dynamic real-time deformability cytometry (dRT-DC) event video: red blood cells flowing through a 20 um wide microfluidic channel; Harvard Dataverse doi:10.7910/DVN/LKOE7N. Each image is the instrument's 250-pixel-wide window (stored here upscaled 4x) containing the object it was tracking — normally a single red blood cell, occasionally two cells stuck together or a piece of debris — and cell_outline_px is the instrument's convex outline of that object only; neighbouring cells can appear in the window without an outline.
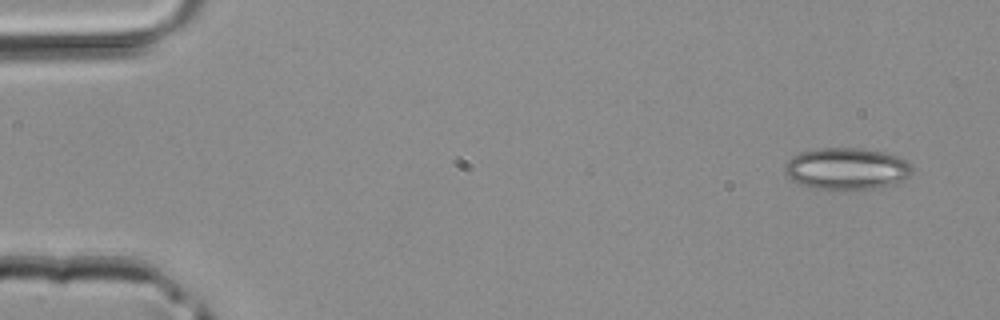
{"species": "common noctule bat (a hibernating species)", "species_latin": "Nyctalus noctula", "temperature_condition": "room temperature", "stored_images_in_passage": 3, "camera_frame_rate_fps": 3000, "um_per_image_px": 0.085, "animal": {"sex": "male", "body_mass_g": 20.4}, "frame": {"image": 1, "passage_image": 1, "time_ms": 0.0, "image_size_px": [1000, 320], "cell_outline_px": [[912, 176], [904, 180], [892, 184], [872, 188], [844, 192], [840, 192], [816, 188], [800, 184], [792, 180], [784, 172], [784, 164], [792, 156], [800, 152], [816, 148], [860, 148], [884, 152], [896, 156], [904, 160], [912, 168]], "centroid_in_image_um": [71.93, 14.36], "position_along_channel_um": 13.1, "area_um2": 31.56}}
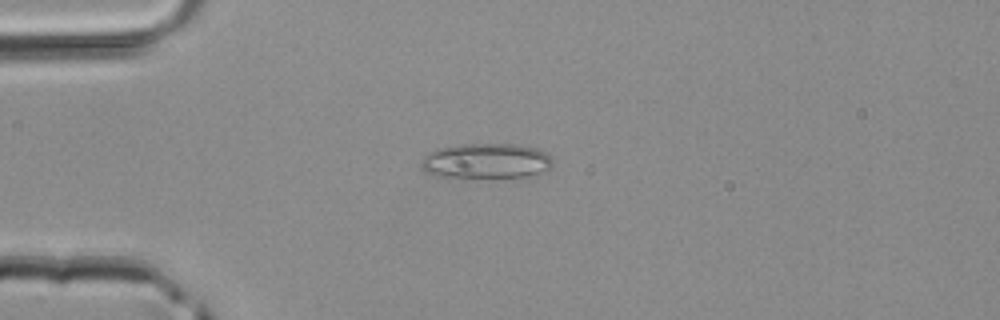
{"frame": {"image": 2, "passage_image": 3, "time_ms": 0.667, "image_size_px": [1000, 320], "cell_outline_px": [[552, 168], [528, 176], [440, 176], [428, 172], [420, 168], [420, 164], [424, 156], [428, 152], [440, 148], [464, 144], [520, 144], [536, 148], [552, 156]], "centroid_in_image_um": [41.35, 13.65], "position_along_channel_um": 43.6, "area_um2": 26.53}}